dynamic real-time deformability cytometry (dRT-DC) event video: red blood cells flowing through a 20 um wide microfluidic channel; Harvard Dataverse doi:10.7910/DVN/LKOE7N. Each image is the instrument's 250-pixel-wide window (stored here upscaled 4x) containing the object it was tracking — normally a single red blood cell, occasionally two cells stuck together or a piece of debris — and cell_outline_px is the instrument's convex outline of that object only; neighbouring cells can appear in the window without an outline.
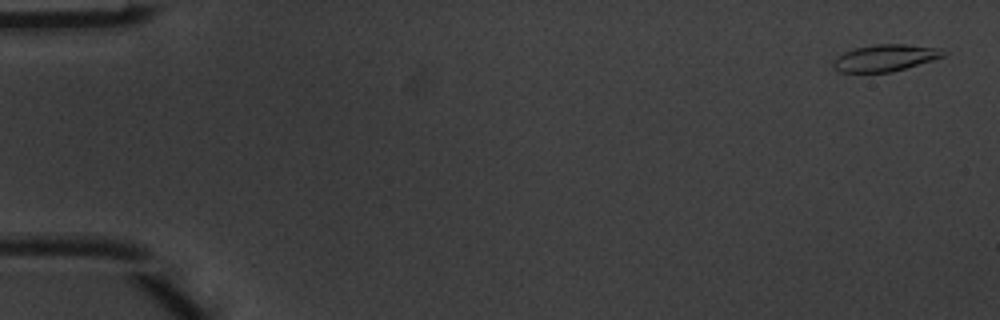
{"species": "common noctule bat (a hibernating species)", "species_latin": "Nyctalus noctula", "temperature_condition": "warm", "stored_images_in_passage": 3, "camera_frame_rate_fps": 3000, "um_per_image_px": 0.085, "animal": {"sex": "male", "body_mass_g": 20.1, "forearm_length_mm": 53.5}, "frame": {"image": 1, "passage_image": 1, "time_ms": 0.0, "image_size_px": [1000, 320], "cell_outline_px": [[944, 56], [932, 60], [892, 72], [840, 72], [832, 64], [832, 60], [836, 56], [844, 52], [856, 48], [876, 44], [904, 44], [940, 48], [944, 52]], "centroid_in_image_um": [75.21, 4.92], "position_along_channel_um": 9.8, "area_um2": 16.99}}